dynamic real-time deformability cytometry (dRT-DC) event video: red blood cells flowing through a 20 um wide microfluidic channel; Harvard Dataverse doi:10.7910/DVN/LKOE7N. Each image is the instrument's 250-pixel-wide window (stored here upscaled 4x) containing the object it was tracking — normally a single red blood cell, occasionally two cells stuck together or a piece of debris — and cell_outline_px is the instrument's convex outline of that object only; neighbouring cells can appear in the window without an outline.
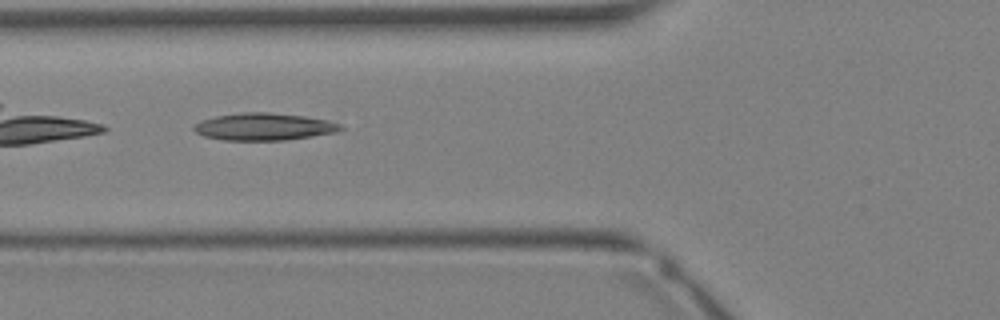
{"species": "Egyptian fruit bat (a non-hibernating species)", "species_latin": "Rousettus aegyptiacus", "temperature_condition": "warm", "stored_images_in_passage": 24, "camera_frame_rate_fps": 3000, "um_per_image_px": 0.085, "animal": {"sex": "female"}, "frame": {"image": 1, "passage_image": 4, "time_ms": 1.0, "image_size_px": [1000, 320], "cell_outline_px": [[344, 128], [336, 132], [312, 136], [284, 140], [224, 140], [204, 136], [196, 132], [192, 128], [192, 124], [200, 120], [216, 116], [240, 112], [268, 112], [304, 116], [328, 120], [340, 124]], "centroid_in_image_um": [22.39, 10.76], "position_along_channel_um": 103.4, "area_um2": 23.35}}
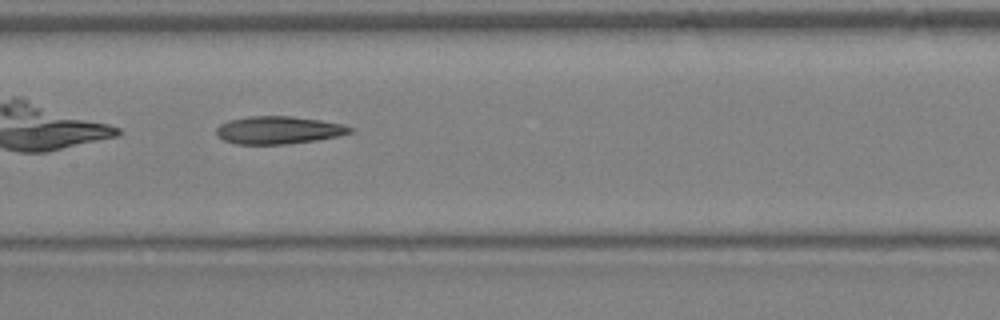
{"frame": {"image": 2, "passage_image": 8, "time_ms": 2.333, "image_size_px": [1000, 320], "cell_outline_px": [[356, 128], [352, 132], [340, 136], [316, 140], [284, 144], [236, 144], [224, 140], [216, 132], [216, 128], [220, 124], [228, 120], [252, 116], [292, 116], [320, 120], [344, 124]], "centroid_in_image_um": [23.72, 11.05], "position_along_channel_um": 183.7, "area_um2": 21.62}}
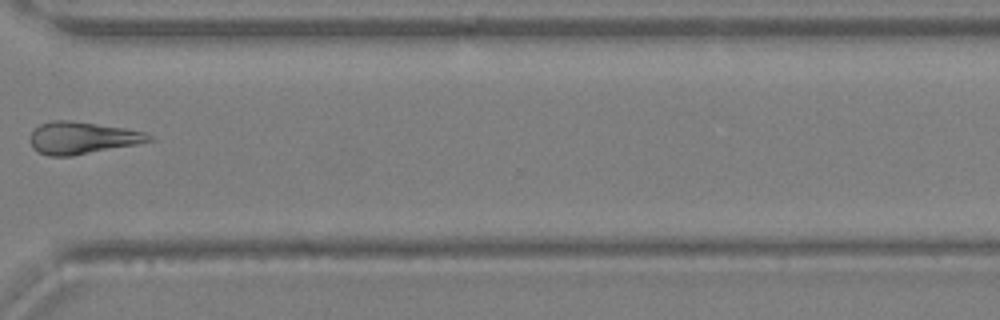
{"frame": {"image": 3, "passage_image": 17, "time_ms": 5.333, "image_size_px": [1000, 320], "cell_outline_px": [[156, 140], [136, 144], [72, 156], [48, 156], [32, 148], [28, 140], [28, 136], [40, 124], [52, 120], [72, 120], [124, 128], [144, 132], [152, 136]], "centroid_in_image_um": [6.95, 11.72], "position_along_channel_um": 363.6, "area_um2": 22.37}}